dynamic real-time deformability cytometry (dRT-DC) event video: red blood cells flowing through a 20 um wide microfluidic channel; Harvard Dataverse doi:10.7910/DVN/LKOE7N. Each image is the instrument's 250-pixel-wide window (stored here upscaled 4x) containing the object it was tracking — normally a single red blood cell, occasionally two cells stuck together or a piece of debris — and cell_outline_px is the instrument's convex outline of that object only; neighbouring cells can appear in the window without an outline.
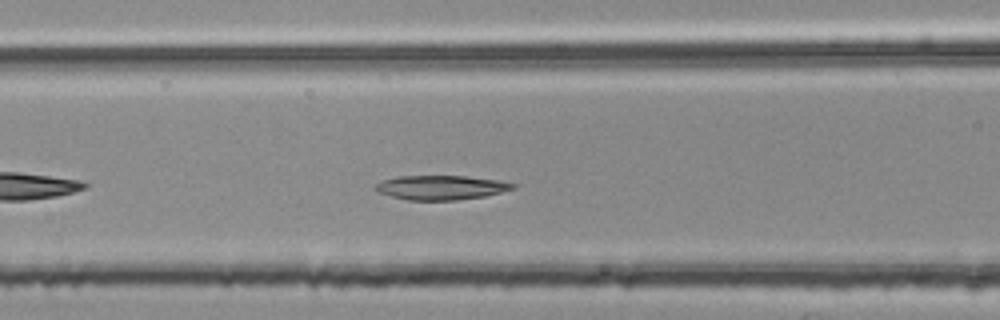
{"species": "common noctule bat (a hibernating species)", "species_latin": "Nyctalus noctula", "temperature_condition": "room temperature", "stored_images_in_passage": 35, "camera_frame_rate_fps": 3000, "um_per_image_px": 0.085, "animal": {"sex": "female", "body_mass_g": 25.1}, "frame": {"image": 1, "passage_image": 8, "time_ms": 2.333, "image_size_px": [1000, 320], "cell_outline_px": [[520, 184], [516, 188], [484, 196], [456, 200], [408, 200], [376, 192], [376, 184], [380, 180], [396, 176], [464, 176], [496, 180]], "centroid_in_image_um": [37.48, 15.93], "position_along_channel_um": 129.1, "area_um2": 19.48}}
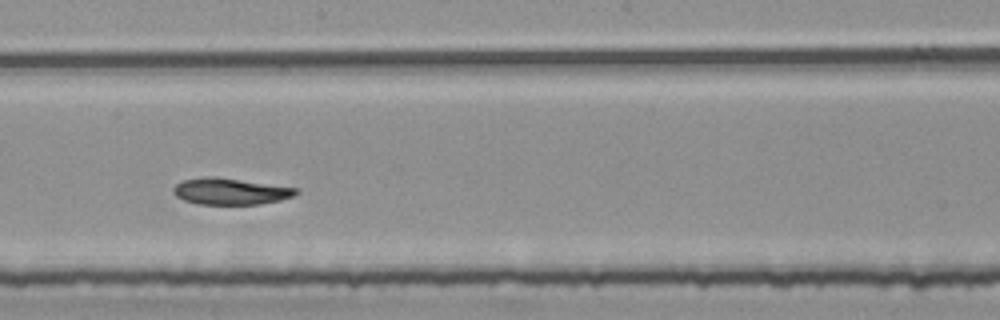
{"frame": {"image": 2, "passage_image": 16, "time_ms": 5.0, "image_size_px": [1000, 320], "cell_outline_px": [[300, 192], [292, 196], [280, 200], [260, 204], [196, 204], [184, 200], [176, 196], [172, 192], [172, 188], [180, 180], [204, 176], [212, 176], [300, 188]], "centroid_in_image_um": [19.55, 16.26], "position_along_channel_um": 228.6, "area_um2": 19.07}}
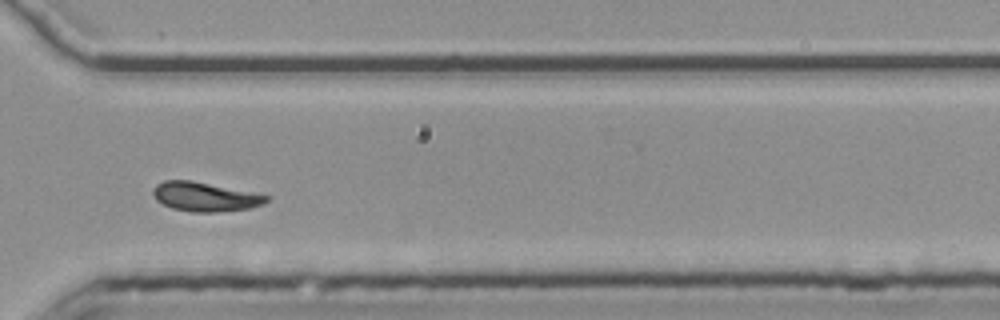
{"frame": {"image": 3, "passage_image": 26, "time_ms": 8.333, "image_size_px": [1000, 320], "cell_outline_px": [[272, 196], [264, 204], [252, 208], [216, 212], [192, 212], [172, 208], [156, 200], [152, 196], [152, 188], [156, 184], [164, 180], [188, 180], [264, 192]], "centroid_in_image_um": [17.53, 16.71], "position_along_channel_um": 353.1, "area_um2": 20.0}, "authors_computed_cell_mechanics": {"area_um2": 19.3052, "velocity_mm_per_s": 3.7371, "shape_relaxation_time_tau1_ms": 5.8556, "shape_relaxation_time_tau2_ms": 3.0136, "deformation_change_tau1": 0.161, "deformation_change_tau2": 0.0715}}